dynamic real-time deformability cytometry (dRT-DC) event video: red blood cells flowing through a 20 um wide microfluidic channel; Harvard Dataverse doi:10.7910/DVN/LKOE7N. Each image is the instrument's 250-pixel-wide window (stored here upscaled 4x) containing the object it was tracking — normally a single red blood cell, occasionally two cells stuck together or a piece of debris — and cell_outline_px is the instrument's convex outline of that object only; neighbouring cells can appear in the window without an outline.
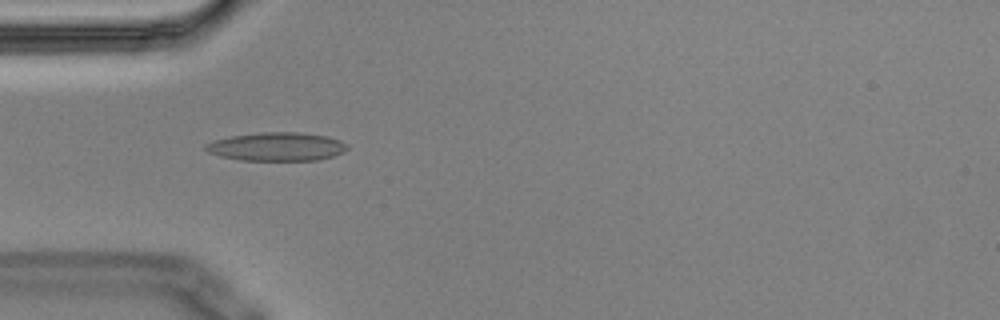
{"species": "Egyptian fruit bat (a non-hibernating species)", "species_latin": "Rousettus aegyptiacus", "temperature_condition": "cold", "stored_images_in_passage": 9, "camera_frame_rate_fps": 3000, "um_per_image_px": 0.085, "animal": {"sex": "male"}, "frame": {"image": 1, "passage_image": 4, "time_ms": 1.0, "image_size_px": [1000, 320], "cell_outline_px": [[348, 148], [344, 152], [332, 156], [316, 160], [240, 160], [220, 156], [208, 152], [204, 148], [204, 144], [212, 140], [232, 136], [260, 132], [300, 132], [328, 136], [340, 140], [348, 144]], "centroid_in_image_um": [23.52, 12.46], "position_along_channel_um": 61.5, "area_um2": 23.64}}
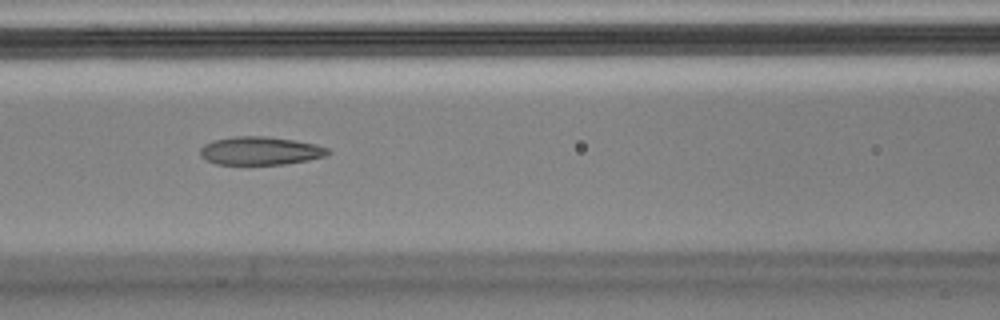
{"frame": {"image": 2, "passage_image": 6, "time_ms": 1.667, "image_size_px": [1000, 320], "cell_outline_px": [[332, 152], [324, 156], [308, 160], [284, 164], [216, 164], [200, 156], [200, 148], [204, 144], [212, 140], [232, 136], [264, 136], [296, 140], [316, 144], [328, 148]], "centroid_in_image_um": [22.12, 12.8], "position_along_channel_um": 144.5, "area_um2": 21.1}}
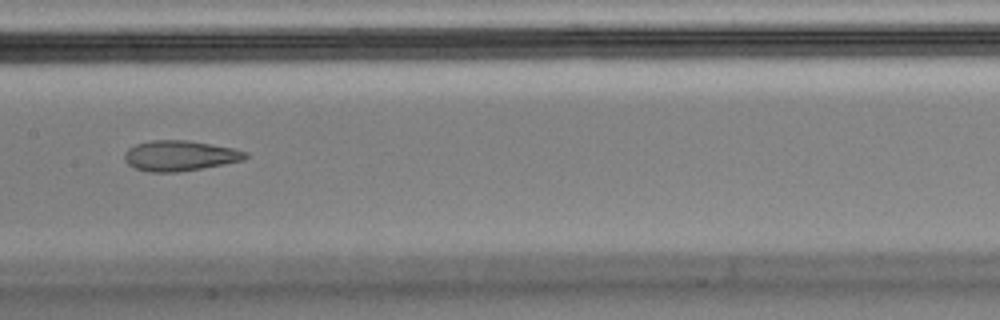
{"frame": {"image": 3, "passage_image": 7, "time_ms": 2.0, "image_size_px": [1000, 320], "cell_outline_px": [[248, 156], [244, 160], [224, 164], [176, 172], [148, 172], [136, 168], [128, 164], [124, 160], [124, 152], [128, 148], [136, 144], [152, 140], [188, 140], [232, 148], [248, 152]], "centroid_in_image_um": [15.26, 13.23], "position_along_channel_um": 192.1, "area_um2": 21.33}}